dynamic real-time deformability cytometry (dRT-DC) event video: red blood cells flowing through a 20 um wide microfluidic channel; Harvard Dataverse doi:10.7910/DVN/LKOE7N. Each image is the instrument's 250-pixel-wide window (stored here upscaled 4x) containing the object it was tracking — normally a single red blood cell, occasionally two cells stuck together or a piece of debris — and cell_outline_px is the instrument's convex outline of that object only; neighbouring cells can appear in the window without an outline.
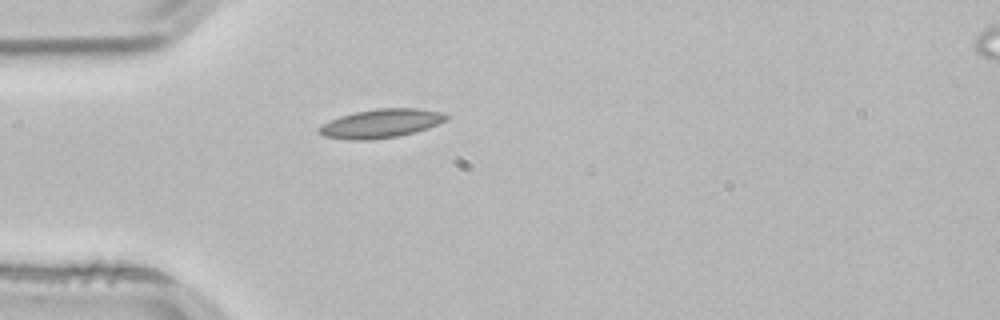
{"species": "common noctule bat (a hibernating species)", "species_latin": "Nyctalus noctula", "temperature_condition": "room temperature", "stored_images_in_passage": 39, "camera_frame_rate_fps": 3000, "um_per_image_px": 0.085, "animal": {"sex": "male", "body_mass_g": 21.5, "forearm_length_mm": 52.0}, "frame": {"image": 1, "passage_image": 1, "time_ms": 0.0, "image_size_px": [1000, 320], "cell_outline_px": [[452, 116], [448, 120], [428, 128], [416, 132], [396, 136], [368, 140], [352, 140], [324, 136], [316, 128], [340, 116], [356, 112], [376, 108], [420, 108], [444, 112]], "centroid_in_image_um": [32.48, 10.48], "position_along_channel_um": 52.5, "area_um2": 21.39}}
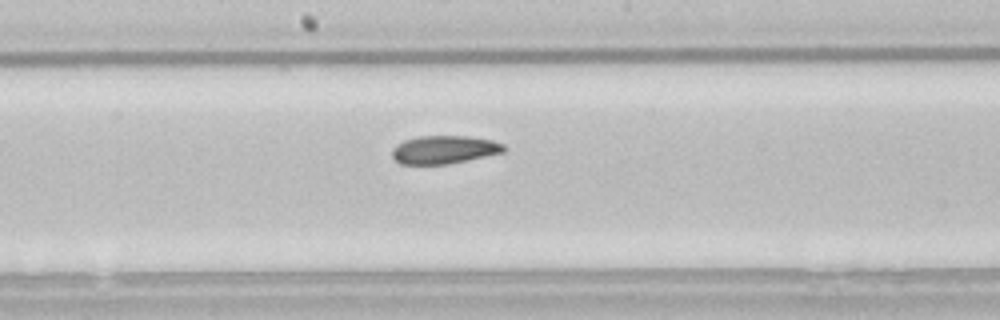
{"frame": {"image": 2, "passage_image": 14, "time_ms": 4.333, "image_size_px": [1000, 320], "cell_outline_px": [[508, 148], [504, 152], [448, 164], [400, 164], [392, 156], [392, 148], [396, 144], [404, 140], [420, 136], [468, 136], [492, 140], [504, 144]], "centroid_in_image_um": [37.76, 12.71], "position_along_channel_um": 210.4, "area_um2": 18.38}}
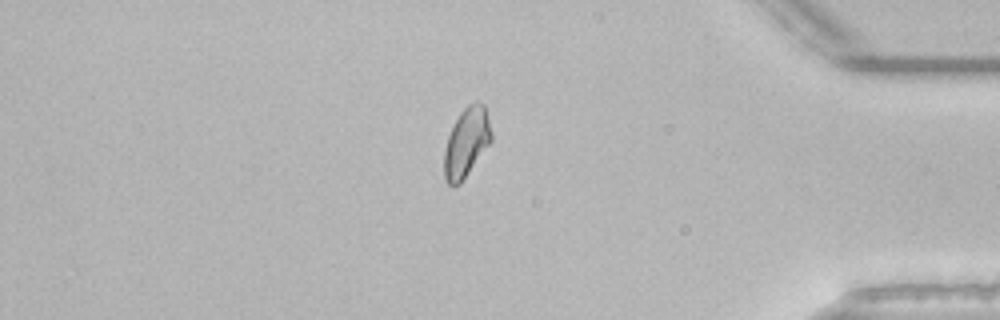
{"frame": {"image": 3, "passage_image": 31, "time_ms": 10.0, "image_size_px": [1000, 320], "cell_outline_px": [[492, 140], [460, 184], [448, 184], [444, 180], [444, 152], [448, 136], [460, 112], [468, 104], [476, 100], [484, 104], [492, 132]], "centroid_in_image_um": [39.65, 12.09], "position_along_channel_um": 395.5, "area_um2": 18.9}, "authors_computed_cell_mechanics": {"area_um2": 18.785, "velocity_mm_per_s": 3.8346, "shape_relaxation_time_tau1_ms": 11.2298, "shape_relaxation_time_tau2_ms": 4.8846, "deformation_change_tau1": 0.156, "deformation_change_tau2": 0.0736}}